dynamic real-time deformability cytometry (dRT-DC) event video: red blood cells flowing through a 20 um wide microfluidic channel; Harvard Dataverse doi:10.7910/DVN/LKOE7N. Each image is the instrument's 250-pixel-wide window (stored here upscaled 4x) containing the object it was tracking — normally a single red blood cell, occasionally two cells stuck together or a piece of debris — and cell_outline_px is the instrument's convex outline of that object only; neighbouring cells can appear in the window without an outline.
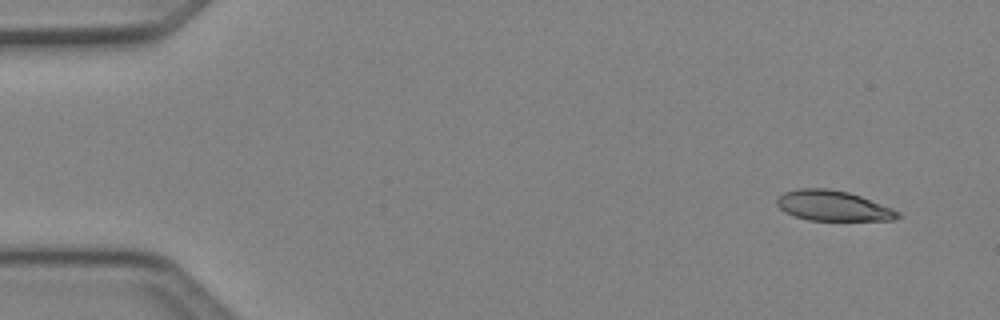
{"species": "Egyptian fruit bat (a non-hibernating species)", "species_latin": "Rousettus aegyptiacus", "temperature_condition": "cold", "stored_images_in_passage": 7, "camera_frame_rate_fps": 3000, "um_per_image_px": 0.085, "animal": {"sex": "female"}, "frame": {"image": 1, "passage_image": 1, "time_ms": 0.0, "image_size_px": [1000, 320], "cell_outline_px": [[900, 216], [892, 220], [808, 220], [784, 212], [776, 204], [776, 200], [784, 192], [796, 188], [828, 188], [848, 192], [860, 196], [892, 208], [900, 212]], "centroid_in_image_um": [70.78, 17.48], "position_along_channel_um": 14.2, "area_um2": 21.21}}
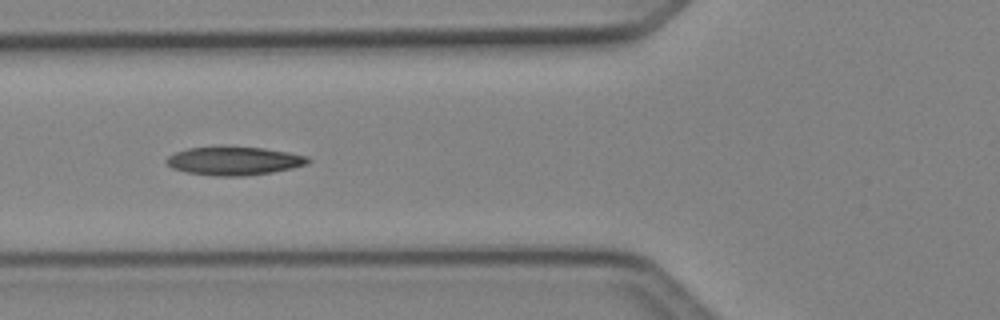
{"frame": {"image": 2, "passage_image": 5, "time_ms": 1.333, "image_size_px": [1000, 320], "cell_outline_px": [[312, 160], [308, 164], [292, 168], [272, 172], [244, 176], [212, 176], [188, 172], [172, 168], [164, 160], [168, 156], [176, 152], [188, 148], [220, 144], [224, 144], [264, 148], [288, 152], [308, 156]], "centroid_in_image_um": [19.89, 13.64], "position_along_channel_um": 105.9, "area_um2": 24.22}}
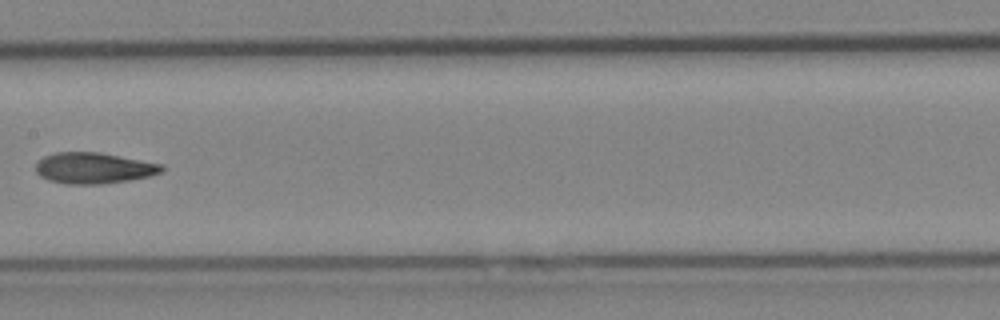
{"frame": {"image": 3, "passage_image": 7, "time_ms": 2.0, "image_size_px": [1000, 320], "cell_outline_px": [[164, 172], [148, 176], [128, 180], [100, 184], [64, 184], [48, 180], [40, 176], [36, 172], [36, 164], [44, 156], [56, 152], [100, 152], [164, 164]], "centroid_in_image_um": [7.98, 14.28], "position_along_channel_um": 199.4, "area_um2": 22.89}}